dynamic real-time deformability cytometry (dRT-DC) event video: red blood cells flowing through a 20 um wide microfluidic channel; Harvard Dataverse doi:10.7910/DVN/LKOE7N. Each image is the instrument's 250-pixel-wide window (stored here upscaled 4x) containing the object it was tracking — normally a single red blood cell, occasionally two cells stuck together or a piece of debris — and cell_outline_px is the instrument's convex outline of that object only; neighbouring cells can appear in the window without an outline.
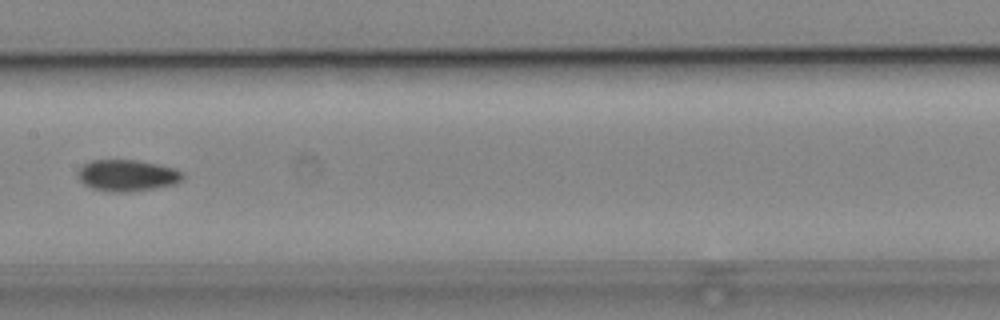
{"species": "common noctule bat (a hibernating species)", "species_latin": "Nyctalus noctula", "temperature_condition": "cold", "stored_images_in_passage": 6, "camera_frame_rate_fps": 3000, "um_per_image_px": 0.085, "animal": {"sex": "male", "body_mass_g": 19.2, "forearm_length_mm": 51.8}, "frame": {"image": 1, "passage_image": 6, "time_ms": 6.333, "image_size_px": [1000, 320], "cell_outline_px": [[184, 176], [180, 180], [172, 184], [152, 188], [128, 192], [112, 192], [92, 188], [84, 184], [76, 176], [76, 172], [84, 164], [92, 160], [136, 160], [176, 168], [184, 172]], "centroid_in_image_um": [10.78, 14.9], "position_along_channel_um": 196.6, "area_um2": 19.13}}